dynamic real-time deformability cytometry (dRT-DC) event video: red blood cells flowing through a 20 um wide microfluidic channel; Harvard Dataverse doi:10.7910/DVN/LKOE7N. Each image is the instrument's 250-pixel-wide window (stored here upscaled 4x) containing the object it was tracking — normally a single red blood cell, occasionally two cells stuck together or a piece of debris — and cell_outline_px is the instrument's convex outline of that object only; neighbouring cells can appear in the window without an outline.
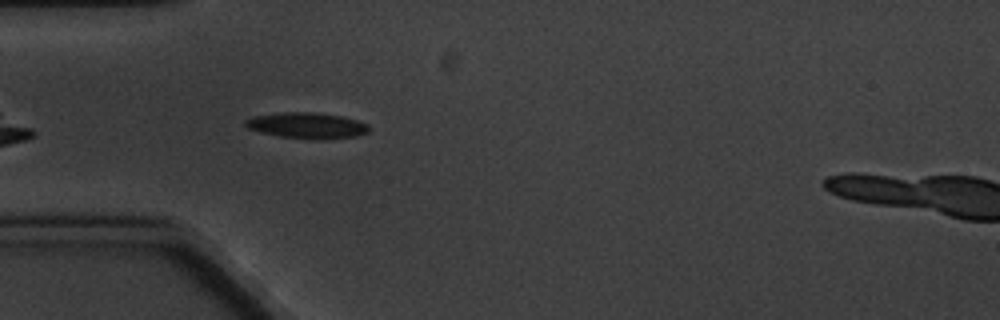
{"species": "common noctule bat (a hibernating species)", "species_latin": "Nyctalus noctula", "temperature_condition": "cold", "stored_images_in_passage": 6, "camera_frame_rate_fps": 3000, "um_per_image_px": 0.085, "animal": {"sex": "male", "body_mass_g": 20.1, "forearm_length_mm": 53.5}, "frame": {"image": 1, "passage_image": 5, "time_ms": 4.667, "image_size_px": [1000, 320], "cell_outline_px": [[368, 132], [356, 136], [320, 140], [312, 140], [280, 136], [260, 132], [248, 128], [244, 124], [244, 120], [252, 116], [284, 112], [316, 112], [344, 116], [368, 124]], "centroid_in_image_um": [26.08, 10.67], "position_along_channel_um": 58.9, "area_um2": 18.84}}